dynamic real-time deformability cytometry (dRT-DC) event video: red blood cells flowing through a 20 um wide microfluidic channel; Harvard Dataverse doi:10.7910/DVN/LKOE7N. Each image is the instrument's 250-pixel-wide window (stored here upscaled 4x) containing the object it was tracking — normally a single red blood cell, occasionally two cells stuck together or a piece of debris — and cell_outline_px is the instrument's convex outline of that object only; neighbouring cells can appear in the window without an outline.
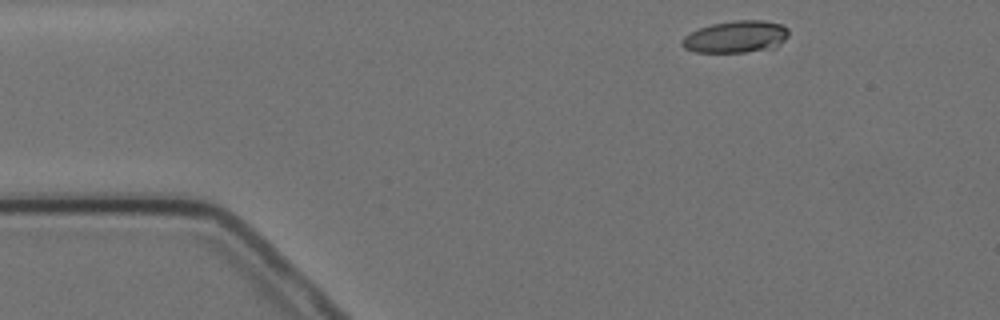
{"species": "Egyptian fruit bat (a non-hibernating species)", "species_latin": "Rousettus aegyptiacus", "temperature_condition": "cold", "stored_images_in_passage": 6, "camera_frame_rate_fps": 3000, "um_per_image_px": 0.085, "animal": {"sex": "female"}, "frame": {"image": 1, "passage_image": 1, "time_ms": 0.0, "image_size_px": [1000, 320], "cell_outline_px": [[788, 36], [776, 48], [744, 52], [696, 52], [684, 48], [680, 44], [680, 40], [684, 36], [700, 28], [712, 24], [736, 20], [764, 20], [780, 24], [788, 28]], "centroid_in_image_um": [62.56, 3.13], "position_along_channel_um": 22.4, "area_um2": 19.94}}
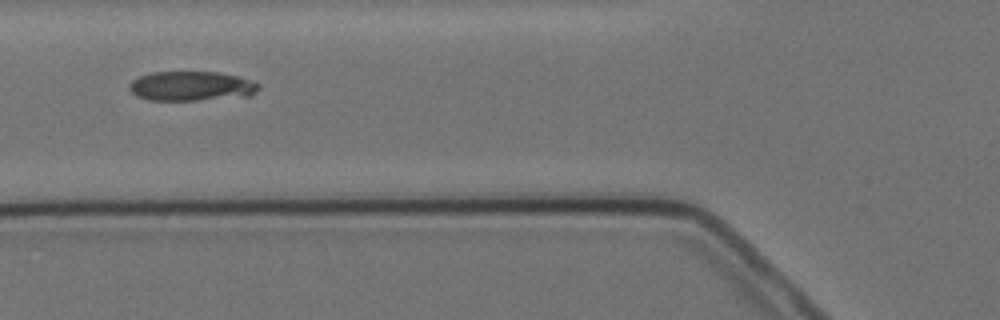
{"frame": {"image": 2, "passage_image": 5, "time_ms": 4.333, "image_size_px": [1000, 320], "cell_outline_px": [[260, 88], [256, 92], [248, 96], [196, 100], [148, 100], [136, 96], [128, 88], [128, 84], [132, 80], [140, 76], [152, 72], [220, 72], [240, 76], [260, 84]], "centroid_in_image_um": [16.27, 7.31], "position_along_channel_um": 109.5, "area_um2": 22.43}}
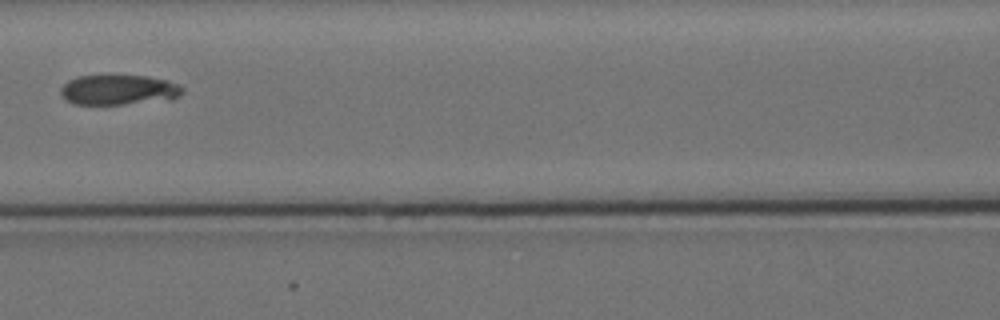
{"frame": {"image": 3, "passage_image": 6, "time_ms": 5.667, "image_size_px": [1000, 320], "cell_outline_px": [[184, 92], [180, 96], [172, 100], [124, 104], [76, 104], [60, 96], [60, 88], [68, 80], [80, 76], [112, 72], [148, 76], [168, 80], [180, 84], [184, 88]], "centroid_in_image_um": [10.13, 7.59], "position_along_channel_um": 156.5, "area_um2": 22.54}}